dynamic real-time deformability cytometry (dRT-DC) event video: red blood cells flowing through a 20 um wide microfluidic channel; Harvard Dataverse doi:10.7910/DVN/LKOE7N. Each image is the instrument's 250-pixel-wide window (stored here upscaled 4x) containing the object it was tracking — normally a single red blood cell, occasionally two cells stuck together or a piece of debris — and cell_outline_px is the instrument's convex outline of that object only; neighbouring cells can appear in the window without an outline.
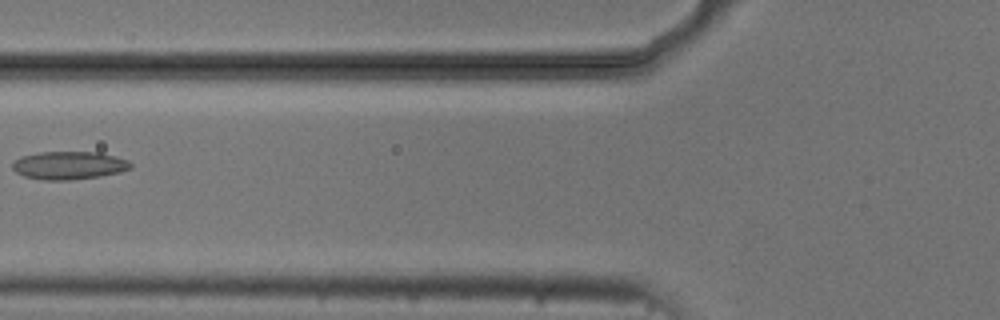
{"species": "common noctule bat (a hibernating species)", "species_latin": "Nyctalus noctula", "temperature_condition": "cold", "stored_images_in_passage": 6, "camera_frame_rate_fps": 3000, "um_per_image_px": 0.085, "animal": {"sex": "male", "body_mass_g": 20.5, "forearm_length_mm": 52.5}, "frame": {"image": 1, "passage_image": 6, "time_ms": 5.667, "image_size_px": [1000, 320], "cell_outline_px": [[132, 168], [120, 172], [100, 176], [68, 180], [44, 180], [24, 176], [16, 172], [12, 168], [12, 164], [20, 156], [40, 152], [100, 152], [116, 156], [128, 160], [132, 164]], "centroid_in_image_um": [5.88, 14.05], "position_along_channel_um": 119.9, "area_um2": 19.36}}